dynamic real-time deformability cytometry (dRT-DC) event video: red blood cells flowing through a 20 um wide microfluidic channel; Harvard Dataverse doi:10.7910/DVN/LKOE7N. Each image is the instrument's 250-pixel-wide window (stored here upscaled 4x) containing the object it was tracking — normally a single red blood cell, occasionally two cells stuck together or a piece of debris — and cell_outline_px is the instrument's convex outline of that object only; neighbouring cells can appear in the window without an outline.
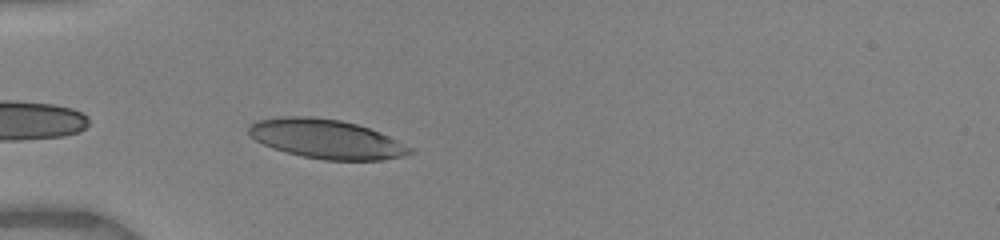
{"species": "human", "species_latin": "Homo sapiens", "temperature_condition": "warm", "stored_images_in_passage": 8, "camera_frame_rate_fps": 3000, "um_per_image_px": 0.085, "donor": {"sex": "female"}, "frame": {"image": 1, "passage_image": 1, "time_ms": 0.0, "image_size_px": [1000, 240], "cell_outline_px": [[416, 152], [404, 156], [380, 160], [324, 160], [304, 156], [272, 148], [248, 136], [248, 128], [256, 120], [280, 116], [308, 116], [340, 120], [356, 124], [380, 132], [412, 148]], "centroid_in_image_um": [27.72, 11.81], "position_along_channel_um": 57.3, "area_um2": 36.7}}
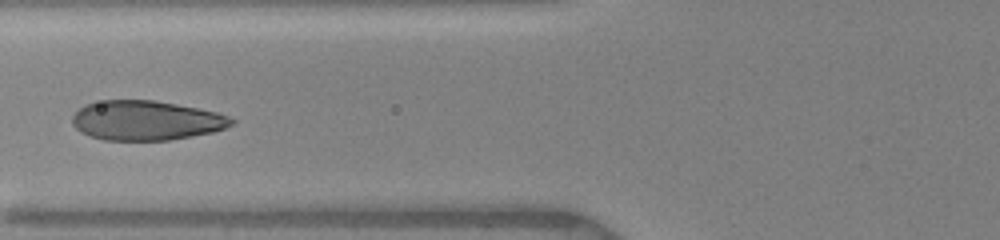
{"frame": {"image": 2, "passage_image": 4, "time_ms": 1.667, "image_size_px": [1000, 240], "cell_outline_px": [[236, 124], [212, 132], [192, 136], [168, 140], [104, 140], [80, 132], [72, 124], [72, 116], [84, 104], [104, 100], [156, 100], [216, 112], [228, 116], [236, 120]], "centroid_in_image_um": [12.42, 10.24], "position_along_channel_um": 113.4, "area_um2": 36.7}}
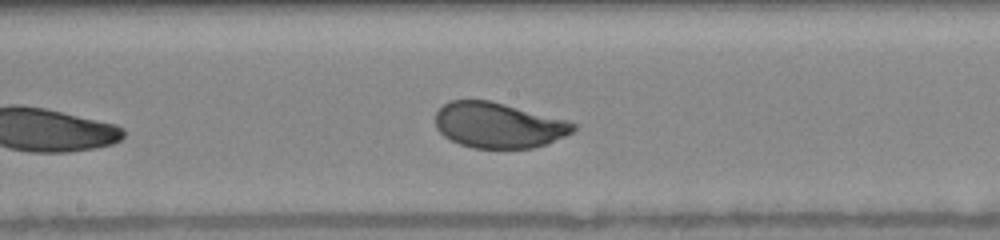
{"frame": {"image": 3, "passage_image": 8, "time_ms": 4.0, "image_size_px": [1000, 240], "cell_outline_px": [[576, 128], [572, 132], [548, 144], [532, 148], [472, 148], [460, 144], [444, 136], [436, 128], [436, 112], [444, 104], [452, 100], [488, 100], [568, 120], [576, 124]], "centroid_in_image_um": [42.37, 10.65], "position_along_channel_um": 205.8, "area_um2": 36.41}}